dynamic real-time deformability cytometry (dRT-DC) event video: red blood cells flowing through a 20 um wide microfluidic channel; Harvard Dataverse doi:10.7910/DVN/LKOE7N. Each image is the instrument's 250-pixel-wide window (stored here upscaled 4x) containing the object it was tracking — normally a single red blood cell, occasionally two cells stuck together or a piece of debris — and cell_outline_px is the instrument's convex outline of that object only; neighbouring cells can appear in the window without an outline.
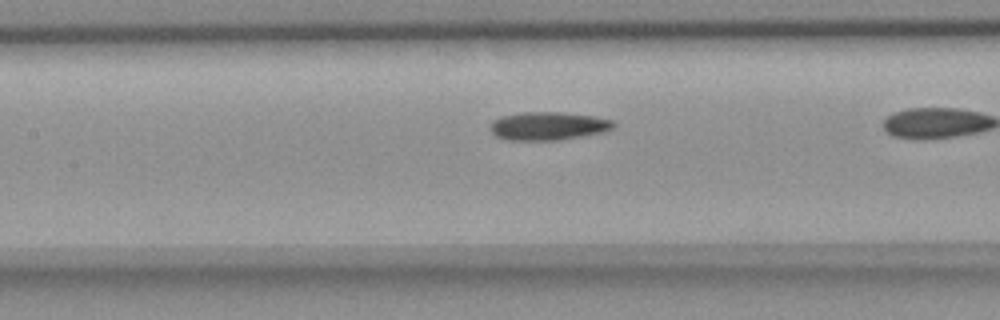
{"species": "common noctule bat (a hibernating species)", "species_latin": "Nyctalus noctula", "temperature_condition": "room temperature", "stored_images_in_passage": 39, "camera_frame_rate_fps": 3000, "um_per_image_px": 0.085, "animal": {"sex": "female", "body_mass_g": 18.4}, "frame": {"image": 1, "passage_image": 22, "time_ms": 7.0, "image_size_px": [1000, 320], "cell_outline_px": [[616, 124], [612, 128], [604, 132], [556, 140], [504, 140], [496, 136], [488, 128], [488, 124], [492, 120], [504, 116], [520, 112], [564, 112], [592, 116], [612, 120]], "centroid_in_image_um": [46.54, 10.7], "position_along_channel_um": 160.9, "area_um2": 20.35}}
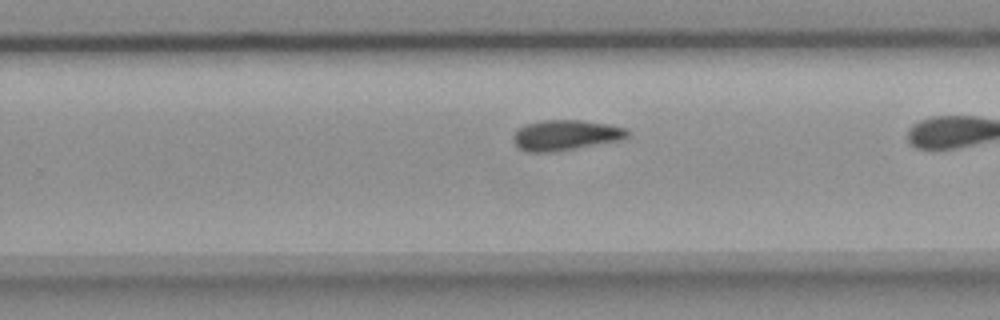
{"frame": {"image": 2, "passage_image": 32, "time_ms": 10.333, "image_size_px": [1000, 320], "cell_outline_px": [[628, 136], [616, 140], [552, 152], [528, 152], [516, 148], [512, 140], [512, 136], [516, 128], [524, 124], [540, 120], [580, 120], [608, 124], [624, 128], [628, 132]], "centroid_in_image_um": [47.93, 11.48], "position_along_channel_um": 281.9, "area_um2": 20.11}}
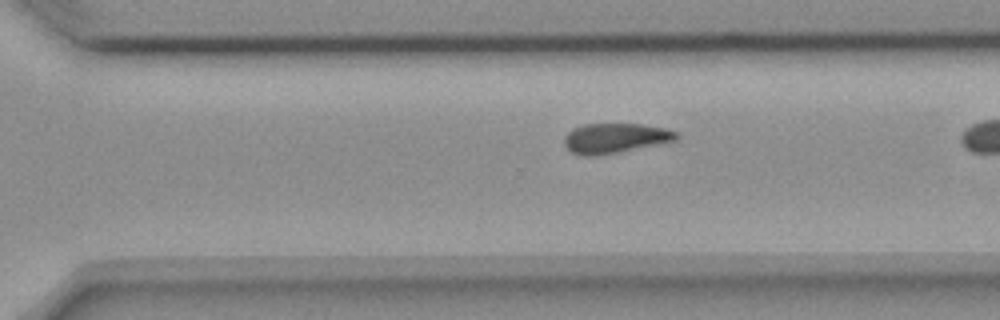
{"frame": {"image": 3, "passage_image": 35, "time_ms": 11.333, "image_size_px": [1000, 320], "cell_outline_px": [[680, 136], [676, 140], [616, 152], [592, 156], [588, 156], [572, 152], [564, 144], [564, 136], [572, 128], [584, 124], [640, 124], [664, 128], [680, 132]], "centroid_in_image_um": [52.28, 11.72], "position_along_channel_um": 318.3, "area_um2": 19.25}}